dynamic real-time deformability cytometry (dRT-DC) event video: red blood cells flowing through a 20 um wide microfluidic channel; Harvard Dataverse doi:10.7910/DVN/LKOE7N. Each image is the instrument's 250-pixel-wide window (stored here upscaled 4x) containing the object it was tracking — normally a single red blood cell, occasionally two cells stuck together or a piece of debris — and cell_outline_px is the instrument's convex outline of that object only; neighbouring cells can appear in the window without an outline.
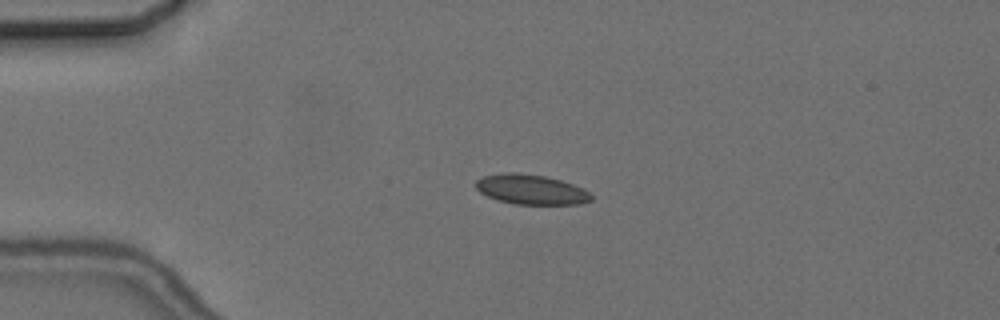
{"species": "common noctule bat (a hibernating species)", "species_latin": "Nyctalus noctula", "temperature_condition": "cold", "stored_images_in_passage": 5, "camera_frame_rate_fps": 3000, "um_per_image_px": 0.085, "animal": {"sex": "female", "body_mass_g": 24.6, "forearm_length_mm": 56.2}, "frame": {"image": 1, "passage_image": 3, "time_ms": 2.333, "image_size_px": [1000, 320], "cell_outline_px": [[592, 200], [580, 204], [516, 204], [500, 200], [488, 196], [480, 192], [476, 188], [476, 180], [484, 176], [504, 172], [516, 172], [544, 176], [560, 180], [584, 188], [592, 196]], "centroid_in_image_um": [45.15, 16.1], "position_along_channel_um": 39.9, "area_um2": 19.94}}
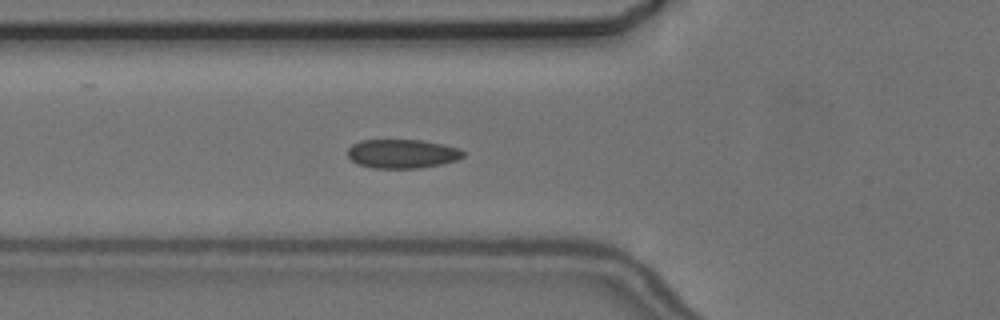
{"frame": {"image": 2, "passage_image": 5, "time_ms": 4.667, "image_size_px": [1000, 320], "cell_outline_px": [[464, 156], [456, 160], [440, 164], [420, 168], [372, 168], [360, 164], [352, 160], [348, 156], [348, 148], [352, 144], [360, 140], [420, 140], [460, 148], [464, 152]], "centroid_in_image_um": [34.18, 13.06], "position_along_channel_um": 91.6, "area_um2": 19.36}}